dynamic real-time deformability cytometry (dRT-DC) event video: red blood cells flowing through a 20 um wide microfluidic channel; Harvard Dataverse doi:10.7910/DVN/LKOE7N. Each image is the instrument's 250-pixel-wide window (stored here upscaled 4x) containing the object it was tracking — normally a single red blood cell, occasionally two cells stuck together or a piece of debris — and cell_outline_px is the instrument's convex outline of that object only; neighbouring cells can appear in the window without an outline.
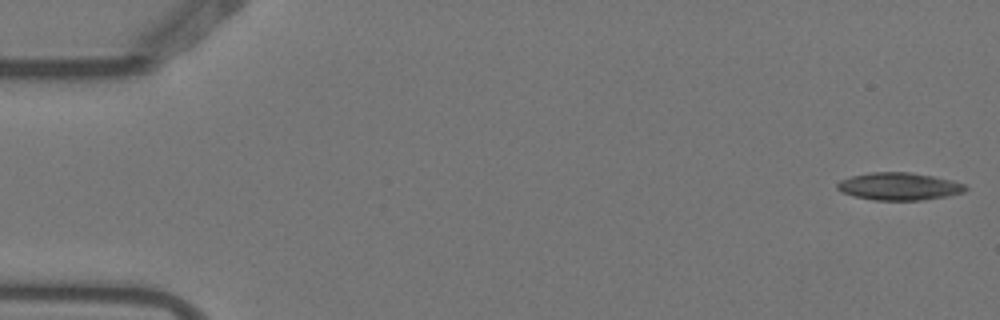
{"species": "Egyptian fruit bat (a non-hibernating species)", "species_latin": "Rousettus aegyptiacus", "temperature_condition": "warm", "stored_images_in_passage": 4, "camera_frame_rate_fps": 3000, "um_per_image_px": 0.085, "animal": {"sex": "female"}, "frame": {"image": 1, "passage_image": 1, "time_ms": 0.0, "image_size_px": [1000, 320], "cell_outline_px": [[968, 188], [964, 192], [948, 196], [924, 200], [876, 200], [852, 196], [840, 192], [836, 188], [836, 184], [840, 180], [852, 176], [872, 172], [908, 172], [932, 176], [952, 180], [964, 184]], "centroid_in_image_um": [76.4, 15.85], "position_along_channel_um": 8.6, "area_um2": 20.63}}
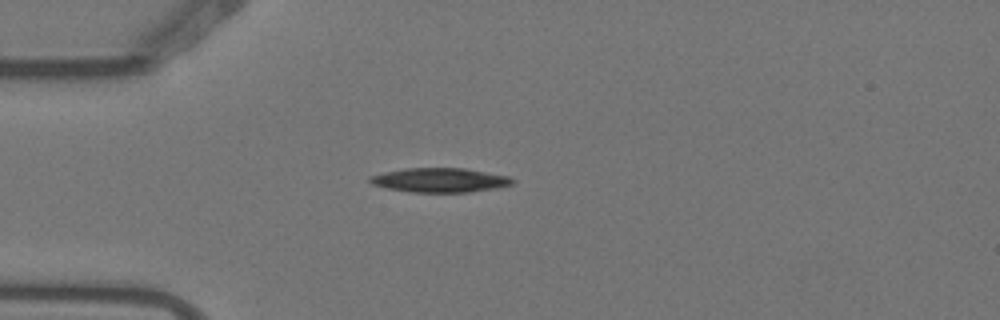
{"frame": {"image": 2, "passage_image": 4, "time_ms": 1.0, "image_size_px": [1000, 320], "cell_outline_px": [[516, 180], [512, 184], [496, 188], [468, 192], [412, 192], [388, 188], [372, 184], [368, 180], [368, 176], [384, 172], [404, 168], [464, 168], [508, 176]], "centroid_in_image_um": [37.37, 15.3], "position_along_channel_um": 47.6, "area_um2": 20.11}}